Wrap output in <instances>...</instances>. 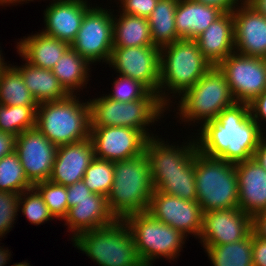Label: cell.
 Wrapping results in <instances>:
<instances>
[{
    "label": "cell",
    "instance_id": "cell-51",
    "mask_svg": "<svg viewBox=\"0 0 266 266\" xmlns=\"http://www.w3.org/2000/svg\"><path fill=\"white\" fill-rule=\"evenodd\" d=\"M11 266H30L29 263H26V262H22V263H16L14 265H11Z\"/></svg>",
    "mask_w": 266,
    "mask_h": 266
},
{
    "label": "cell",
    "instance_id": "cell-18",
    "mask_svg": "<svg viewBox=\"0 0 266 266\" xmlns=\"http://www.w3.org/2000/svg\"><path fill=\"white\" fill-rule=\"evenodd\" d=\"M241 4L232 11L235 52L266 58V16L256 12L245 1Z\"/></svg>",
    "mask_w": 266,
    "mask_h": 266
},
{
    "label": "cell",
    "instance_id": "cell-45",
    "mask_svg": "<svg viewBox=\"0 0 266 266\" xmlns=\"http://www.w3.org/2000/svg\"><path fill=\"white\" fill-rule=\"evenodd\" d=\"M197 2H200L202 4H206L209 6L217 7L218 9H221L223 12H231L233 11L237 6L236 4L239 0H194Z\"/></svg>",
    "mask_w": 266,
    "mask_h": 266
},
{
    "label": "cell",
    "instance_id": "cell-41",
    "mask_svg": "<svg viewBox=\"0 0 266 266\" xmlns=\"http://www.w3.org/2000/svg\"><path fill=\"white\" fill-rule=\"evenodd\" d=\"M250 114L252 119L259 125L260 118L266 121V89L256 97L252 102L249 103Z\"/></svg>",
    "mask_w": 266,
    "mask_h": 266
},
{
    "label": "cell",
    "instance_id": "cell-35",
    "mask_svg": "<svg viewBox=\"0 0 266 266\" xmlns=\"http://www.w3.org/2000/svg\"><path fill=\"white\" fill-rule=\"evenodd\" d=\"M33 188L42 196L54 218H62L61 220H63L67 216L68 203L66 186L47 180L35 183Z\"/></svg>",
    "mask_w": 266,
    "mask_h": 266
},
{
    "label": "cell",
    "instance_id": "cell-6",
    "mask_svg": "<svg viewBox=\"0 0 266 266\" xmlns=\"http://www.w3.org/2000/svg\"><path fill=\"white\" fill-rule=\"evenodd\" d=\"M197 202L202 212L238 208V181L235 164L204 155L194 157Z\"/></svg>",
    "mask_w": 266,
    "mask_h": 266
},
{
    "label": "cell",
    "instance_id": "cell-16",
    "mask_svg": "<svg viewBox=\"0 0 266 266\" xmlns=\"http://www.w3.org/2000/svg\"><path fill=\"white\" fill-rule=\"evenodd\" d=\"M57 148L36 127L23 131L16 137L15 152L27 179L33 185L49 180Z\"/></svg>",
    "mask_w": 266,
    "mask_h": 266
},
{
    "label": "cell",
    "instance_id": "cell-47",
    "mask_svg": "<svg viewBox=\"0 0 266 266\" xmlns=\"http://www.w3.org/2000/svg\"><path fill=\"white\" fill-rule=\"evenodd\" d=\"M256 12L266 16V0H244Z\"/></svg>",
    "mask_w": 266,
    "mask_h": 266
},
{
    "label": "cell",
    "instance_id": "cell-30",
    "mask_svg": "<svg viewBox=\"0 0 266 266\" xmlns=\"http://www.w3.org/2000/svg\"><path fill=\"white\" fill-rule=\"evenodd\" d=\"M205 249L213 266H253L252 232L238 242Z\"/></svg>",
    "mask_w": 266,
    "mask_h": 266
},
{
    "label": "cell",
    "instance_id": "cell-34",
    "mask_svg": "<svg viewBox=\"0 0 266 266\" xmlns=\"http://www.w3.org/2000/svg\"><path fill=\"white\" fill-rule=\"evenodd\" d=\"M82 180L91 192L107 197L113 185L114 162L95 158Z\"/></svg>",
    "mask_w": 266,
    "mask_h": 266
},
{
    "label": "cell",
    "instance_id": "cell-10",
    "mask_svg": "<svg viewBox=\"0 0 266 266\" xmlns=\"http://www.w3.org/2000/svg\"><path fill=\"white\" fill-rule=\"evenodd\" d=\"M133 240L139 258L144 266L159 256L177 258L186 238L180 231L155 219L147 211L133 213L123 219Z\"/></svg>",
    "mask_w": 266,
    "mask_h": 266
},
{
    "label": "cell",
    "instance_id": "cell-13",
    "mask_svg": "<svg viewBox=\"0 0 266 266\" xmlns=\"http://www.w3.org/2000/svg\"><path fill=\"white\" fill-rule=\"evenodd\" d=\"M109 65L122 76L144 84L159 95L160 48L156 46L113 47Z\"/></svg>",
    "mask_w": 266,
    "mask_h": 266
},
{
    "label": "cell",
    "instance_id": "cell-49",
    "mask_svg": "<svg viewBox=\"0 0 266 266\" xmlns=\"http://www.w3.org/2000/svg\"><path fill=\"white\" fill-rule=\"evenodd\" d=\"M21 1H31V0H0V5H7V4H9V3H16V2H18V3H20Z\"/></svg>",
    "mask_w": 266,
    "mask_h": 266
},
{
    "label": "cell",
    "instance_id": "cell-29",
    "mask_svg": "<svg viewBox=\"0 0 266 266\" xmlns=\"http://www.w3.org/2000/svg\"><path fill=\"white\" fill-rule=\"evenodd\" d=\"M89 63L80 56L72 47H69L52 69L60 85L69 94L73 95L77 88L86 83L89 76ZM76 88V89H75Z\"/></svg>",
    "mask_w": 266,
    "mask_h": 266
},
{
    "label": "cell",
    "instance_id": "cell-40",
    "mask_svg": "<svg viewBox=\"0 0 266 266\" xmlns=\"http://www.w3.org/2000/svg\"><path fill=\"white\" fill-rule=\"evenodd\" d=\"M67 189V203L68 210L70 207L75 206L78 201L83 199H90V195L93 193L89 190V188L85 185L83 180L79 182H75L69 186H66Z\"/></svg>",
    "mask_w": 266,
    "mask_h": 266
},
{
    "label": "cell",
    "instance_id": "cell-28",
    "mask_svg": "<svg viewBox=\"0 0 266 266\" xmlns=\"http://www.w3.org/2000/svg\"><path fill=\"white\" fill-rule=\"evenodd\" d=\"M178 0H159L148 17L151 40L154 46L162 48L181 38L177 35L175 12Z\"/></svg>",
    "mask_w": 266,
    "mask_h": 266
},
{
    "label": "cell",
    "instance_id": "cell-15",
    "mask_svg": "<svg viewBox=\"0 0 266 266\" xmlns=\"http://www.w3.org/2000/svg\"><path fill=\"white\" fill-rule=\"evenodd\" d=\"M147 212L186 237L187 233L198 237L202 233L203 212L197 201H187L177 196L154 191Z\"/></svg>",
    "mask_w": 266,
    "mask_h": 266
},
{
    "label": "cell",
    "instance_id": "cell-32",
    "mask_svg": "<svg viewBox=\"0 0 266 266\" xmlns=\"http://www.w3.org/2000/svg\"><path fill=\"white\" fill-rule=\"evenodd\" d=\"M33 184L27 179L23 166L15 151L0 159V190L21 194L31 189Z\"/></svg>",
    "mask_w": 266,
    "mask_h": 266
},
{
    "label": "cell",
    "instance_id": "cell-22",
    "mask_svg": "<svg viewBox=\"0 0 266 266\" xmlns=\"http://www.w3.org/2000/svg\"><path fill=\"white\" fill-rule=\"evenodd\" d=\"M194 40L211 65L218 66L228 55L235 52L232 11L224 12Z\"/></svg>",
    "mask_w": 266,
    "mask_h": 266
},
{
    "label": "cell",
    "instance_id": "cell-38",
    "mask_svg": "<svg viewBox=\"0 0 266 266\" xmlns=\"http://www.w3.org/2000/svg\"><path fill=\"white\" fill-rule=\"evenodd\" d=\"M19 196V193L0 190V237L7 234L14 224L20 207Z\"/></svg>",
    "mask_w": 266,
    "mask_h": 266
},
{
    "label": "cell",
    "instance_id": "cell-31",
    "mask_svg": "<svg viewBox=\"0 0 266 266\" xmlns=\"http://www.w3.org/2000/svg\"><path fill=\"white\" fill-rule=\"evenodd\" d=\"M0 105L32 106L35 110L39 105L21 74L9 65L0 73Z\"/></svg>",
    "mask_w": 266,
    "mask_h": 266
},
{
    "label": "cell",
    "instance_id": "cell-8",
    "mask_svg": "<svg viewBox=\"0 0 266 266\" xmlns=\"http://www.w3.org/2000/svg\"><path fill=\"white\" fill-rule=\"evenodd\" d=\"M180 100L181 119H186L184 122L202 119L204 124L216 119L223 109L236 103L226 77L218 66H212L182 94Z\"/></svg>",
    "mask_w": 266,
    "mask_h": 266
},
{
    "label": "cell",
    "instance_id": "cell-14",
    "mask_svg": "<svg viewBox=\"0 0 266 266\" xmlns=\"http://www.w3.org/2000/svg\"><path fill=\"white\" fill-rule=\"evenodd\" d=\"M95 158L121 161L145 153L148 138L139 130L122 127H90Z\"/></svg>",
    "mask_w": 266,
    "mask_h": 266
},
{
    "label": "cell",
    "instance_id": "cell-26",
    "mask_svg": "<svg viewBox=\"0 0 266 266\" xmlns=\"http://www.w3.org/2000/svg\"><path fill=\"white\" fill-rule=\"evenodd\" d=\"M22 76L25 86L39 103L63 100L69 94L60 85L52 70L26 64L13 66Z\"/></svg>",
    "mask_w": 266,
    "mask_h": 266
},
{
    "label": "cell",
    "instance_id": "cell-42",
    "mask_svg": "<svg viewBox=\"0 0 266 266\" xmlns=\"http://www.w3.org/2000/svg\"><path fill=\"white\" fill-rule=\"evenodd\" d=\"M253 266H266V240L259 238L252 231Z\"/></svg>",
    "mask_w": 266,
    "mask_h": 266
},
{
    "label": "cell",
    "instance_id": "cell-21",
    "mask_svg": "<svg viewBox=\"0 0 266 266\" xmlns=\"http://www.w3.org/2000/svg\"><path fill=\"white\" fill-rule=\"evenodd\" d=\"M90 8L86 0H54L44 11L46 27L42 33L71 44Z\"/></svg>",
    "mask_w": 266,
    "mask_h": 266
},
{
    "label": "cell",
    "instance_id": "cell-7",
    "mask_svg": "<svg viewBox=\"0 0 266 266\" xmlns=\"http://www.w3.org/2000/svg\"><path fill=\"white\" fill-rule=\"evenodd\" d=\"M75 247L99 266H144L123 219L107 226L85 231L72 238Z\"/></svg>",
    "mask_w": 266,
    "mask_h": 266
},
{
    "label": "cell",
    "instance_id": "cell-9",
    "mask_svg": "<svg viewBox=\"0 0 266 266\" xmlns=\"http://www.w3.org/2000/svg\"><path fill=\"white\" fill-rule=\"evenodd\" d=\"M90 127L122 126L141 131L148 139L146 127L160 119L165 107L159 98H142L131 102H120L105 97L89 101Z\"/></svg>",
    "mask_w": 266,
    "mask_h": 266
},
{
    "label": "cell",
    "instance_id": "cell-36",
    "mask_svg": "<svg viewBox=\"0 0 266 266\" xmlns=\"http://www.w3.org/2000/svg\"><path fill=\"white\" fill-rule=\"evenodd\" d=\"M27 191V192H26ZM34 191V192H33ZM27 195V196H26ZM24 196V198H23ZM24 200V201H23ZM26 218L35 225L53 220L46 203L35 188L23 191L19 196V206Z\"/></svg>",
    "mask_w": 266,
    "mask_h": 266
},
{
    "label": "cell",
    "instance_id": "cell-11",
    "mask_svg": "<svg viewBox=\"0 0 266 266\" xmlns=\"http://www.w3.org/2000/svg\"><path fill=\"white\" fill-rule=\"evenodd\" d=\"M113 14L92 7L84 15L80 29L70 44L89 63L110 60L113 49Z\"/></svg>",
    "mask_w": 266,
    "mask_h": 266
},
{
    "label": "cell",
    "instance_id": "cell-5",
    "mask_svg": "<svg viewBox=\"0 0 266 266\" xmlns=\"http://www.w3.org/2000/svg\"><path fill=\"white\" fill-rule=\"evenodd\" d=\"M75 95L63 100L39 103L36 128L53 144L60 146L89 138V101L79 103Z\"/></svg>",
    "mask_w": 266,
    "mask_h": 266
},
{
    "label": "cell",
    "instance_id": "cell-33",
    "mask_svg": "<svg viewBox=\"0 0 266 266\" xmlns=\"http://www.w3.org/2000/svg\"><path fill=\"white\" fill-rule=\"evenodd\" d=\"M36 127V110L32 106L0 105V131L16 137Z\"/></svg>",
    "mask_w": 266,
    "mask_h": 266
},
{
    "label": "cell",
    "instance_id": "cell-50",
    "mask_svg": "<svg viewBox=\"0 0 266 266\" xmlns=\"http://www.w3.org/2000/svg\"><path fill=\"white\" fill-rule=\"evenodd\" d=\"M1 54L2 53L0 51V73L7 67V64L3 62L4 59L1 58V56H2Z\"/></svg>",
    "mask_w": 266,
    "mask_h": 266
},
{
    "label": "cell",
    "instance_id": "cell-1",
    "mask_svg": "<svg viewBox=\"0 0 266 266\" xmlns=\"http://www.w3.org/2000/svg\"><path fill=\"white\" fill-rule=\"evenodd\" d=\"M260 128L251 117L249 104L236 102L203 124L195 141L204 155L236 164L254 158L265 137Z\"/></svg>",
    "mask_w": 266,
    "mask_h": 266
},
{
    "label": "cell",
    "instance_id": "cell-46",
    "mask_svg": "<svg viewBox=\"0 0 266 266\" xmlns=\"http://www.w3.org/2000/svg\"><path fill=\"white\" fill-rule=\"evenodd\" d=\"M254 158L266 170V137L260 141L255 151Z\"/></svg>",
    "mask_w": 266,
    "mask_h": 266
},
{
    "label": "cell",
    "instance_id": "cell-19",
    "mask_svg": "<svg viewBox=\"0 0 266 266\" xmlns=\"http://www.w3.org/2000/svg\"><path fill=\"white\" fill-rule=\"evenodd\" d=\"M95 159L92 141L89 138L60 145L56 151L55 162L49 180L69 186L83 179L86 169Z\"/></svg>",
    "mask_w": 266,
    "mask_h": 266
},
{
    "label": "cell",
    "instance_id": "cell-12",
    "mask_svg": "<svg viewBox=\"0 0 266 266\" xmlns=\"http://www.w3.org/2000/svg\"><path fill=\"white\" fill-rule=\"evenodd\" d=\"M218 68L224 73L236 102L249 104L266 89L264 58L233 52L218 65Z\"/></svg>",
    "mask_w": 266,
    "mask_h": 266
},
{
    "label": "cell",
    "instance_id": "cell-17",
    "mask_svg": "<svg viewBox=\"0 0 266 266\" xmlns=\"http://www.w3.org/2000/svg\"><path fill=\"white\" fill-rule=\"evenodd\" d=\"M252 232V217L239 208L203 213V247L238 242Z\"/></svg>",
    "mask_w": 266,
    "mask_h": 266
},
{
    "label": "cell",
    "instance_id": "cell-4",
    "mask_svg": "<svg viewBox=\"0 0 266 266\" xmlns=\"http://www.w3.org/2000/svg\"><path fill=\"white\" fill-rule=\"evenodd\" d=\"M211 67V63L202 55L197 42L193 39H180L160 48L158 98L161 103L167 106L170 100L166 99L167 93L163 91L164 88L180 96L195 85Z\"/></svg>",
    "mask_w": 266,
    "mask_h": 266
},
{
    "label": "cell",
    "instance_id": "cell-25",
    "mask_svg": "<svg viewBox=\"0 0 266 266\" xmlns=\"http://www.w3.org/2000/svg\"><path fill=\"white\" fill-rule=\"evenodd\" d=\"M17 45L20 56L29 64L52 70L70 44L42 32L21 39Z\"/></svg>",
    "mask_w": 266,
    "mask_h": 266
},
{
    "label": "cell",
    "instance_id": "cell-23",
    "mask_svg": "<svg viewBox=\"0 0 266 266\" xmlns=\"http://www.w3.org/2000/svg\"><path fill=\"white\" fill-rule=\"evenodd\" d=\"M64 220L75 238L85 231L112 224L117 219L108 208L107 197L92 193L90 199H83L70 207Z\"/></svg>",
    "mask_w": 266,
    "mask_h": 266
},
{
    "label": "cell",
    "instance_id": "cell-2",
    "mask_svg": "<svg viewBox=\"0 0 266 266\" xmlns=\"http://www.w3.org/2000/svg\"><path fill=\"white\" fill-rule=\"evenodd\" d=\"M151 137L145 145L154 191L197 201L194 157L196 141L177 148Z\"/></svg>",
    "mask_w": 266,
    "mask_h": 266
},
{
    "label": "cell",
    "instance_id": "cell-3",
    "mask_svg": "<svg viewBox=\"0 0 266 266\" xmlns=\"http://www.w3.org/2000/svg\"><path fill=\"white\" fill-rule=\"evenodd\" d=\"M153 193L150 166L145 153L114 162V180L107 203L116 219L147 211Z\"/></svg>",
    "mask_w": 266,
    "mask_h": 266
},
{
    "label": "cell",
    "instance_id": "cell-44",
    "mask_svg": "<svg viewBox=\"0 0 266 266\" xmlns=\"http://www.w3.org/2000/svg\"><path fill=\"white\" fill-rule=\"evenodd\" d=\"M252 231L259 238L266 240V211L252 218Z\"/></svg>",
    "mask_w": 266,
    "mask_h": 266
},
{
    "label": "cell",
    "instance_id": "cell-39",
    "mask_svg": "<svg viewBox=\"0 0 266 266\" xmlns=\"http://www.w3.org/2000/svg\"><path fill=\"white\" fill-rule=\"evenodd\" d=\"M123 14L148 18L159 0H119Z\"/></svg>",
    "mask_w": 266,
    "mask_h": 266
},
{
    "label": "cell",
    "instance_id": "cell-37",
    "mask_svg": "<svg viewBox=\"0 0 266 266\" xmlns=\"http://www.w3.org/2000/svg\"><path fill=\"white\" fill-rule=\"evenodd\" d=\"M114 81V91L107 95L115 101L131 102L142 98H158V94L151 92L144 84L130 77L119 75Z\"/></svg>",
    "mask_w": 266,
    "mask_h": 266
},
{
    "label": "cell",
    "instance_id": "cell-48",
    "mask_svg": "<svg viewBox=\"0 0 266 266\" xmlns=\"http://www.w3.org/2000/svg\"><path fill=\"white\" fill-rule=\"evenodd\" d=\"M10 255L8 249L5 250L0 246V266H5V264H7L6 262L9 260Z\"/></svg>",
    "mask_w": 266,
    "mask_h": 266
},
{
    "label": "cell",
    "instance_id": "cell-24",
    "mask_svg": "<svg viewBox=\"0 0 266 266\" xmlns=\"http://www.w3.org/2000/svg\"><path fill=\"white\" fill-rule=\"evenodd\" d=\"M224 12L214 6L194 0H178L175 12L177 35L181 39H195Z\"/></svg>",
    "mask_w": 266,
    "mask_h": 266
},
{
    "label": "cell",
    "instance_id": "cell-43",
    "mask_svg": "<svg viewBox=\"0 0 266 266\" xmlns=\"http://www.w3.org/2000/svg\"><path fill=\"white\" fill-rule=\"evenodd\" d=\"M16 136L0 131V159L15 151Z\"/></svg>",
    "mask_w": 266,
    "mask_h": 266
},
{
    "label": "cell",
    "instance_id": "cell-27",
    "mask_svg": "<svg viewBox=\"0 0 266 266\" xmlns=\"http://www.w3.org/2000/svg\"><path fill=\"white\" fill-rule=\"evenodd\" d=\"M115 19V20H114ZM154 46L148 18L121 14L113 18V47Z\"/></svg>",
    "mask_w": 266,
    "mask_h": 266
},
{
    "label": "cell",
    "instance_id": "cell-20",
    "mask_svg": "<svg viewBox=\"0 0 266 266\" xmlns=\"http://www.w3.org/2000/svg\"><path fill=\"white\" fill-rule=\"evenodd\" d=\"M238 208L250 217L266 211V170L255 158L235 164Z\"/></svg>",
    "mask_w": 266,
    "mask_h": 266
}]
</instances>
